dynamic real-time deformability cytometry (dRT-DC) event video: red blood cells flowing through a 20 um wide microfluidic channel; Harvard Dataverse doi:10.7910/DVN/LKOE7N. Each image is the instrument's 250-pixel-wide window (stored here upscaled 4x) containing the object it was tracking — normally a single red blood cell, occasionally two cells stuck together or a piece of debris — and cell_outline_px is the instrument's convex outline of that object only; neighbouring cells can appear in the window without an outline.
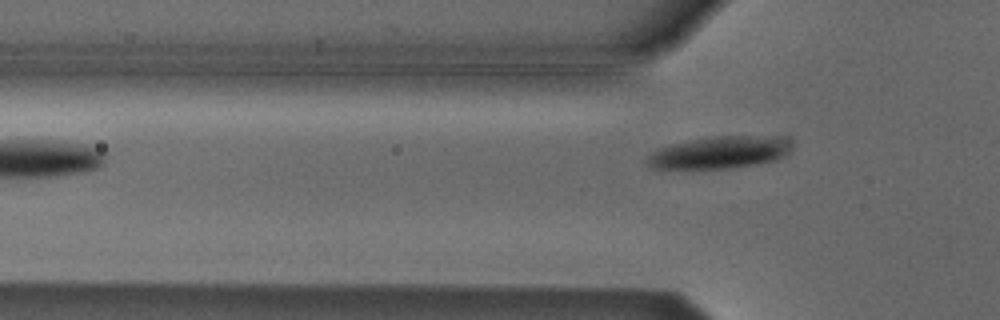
{"species": "Egyptian fruit bat (a non-hibernating species)", "species_latin": "Rousettus aegyptiacus", "temperature_condition": "cold", "stored_images_in_passage": 5, "camera_frame_rate_fps": 3000, "um_per_image_px": 0.085, "animal": {"sex": "male"}, "frame": {"image": 1, "passage_image": 5, "time_ms": 1.333, "image_size_px": [1000, 320], "cell_outline_px": [[788, 144], [784, 152], [780, 156], [772, 160], [756, 164], [732, 168], [652, 168], [648, 164], [648, 156], [652, 152], [660, 148], [672, 144], [712, 136], [780, 136], [788, 140]], "centroid_in_image_um": [61.11, 12.95], "position_along_channel_um": 64.7, "area_um2": 26.24}}